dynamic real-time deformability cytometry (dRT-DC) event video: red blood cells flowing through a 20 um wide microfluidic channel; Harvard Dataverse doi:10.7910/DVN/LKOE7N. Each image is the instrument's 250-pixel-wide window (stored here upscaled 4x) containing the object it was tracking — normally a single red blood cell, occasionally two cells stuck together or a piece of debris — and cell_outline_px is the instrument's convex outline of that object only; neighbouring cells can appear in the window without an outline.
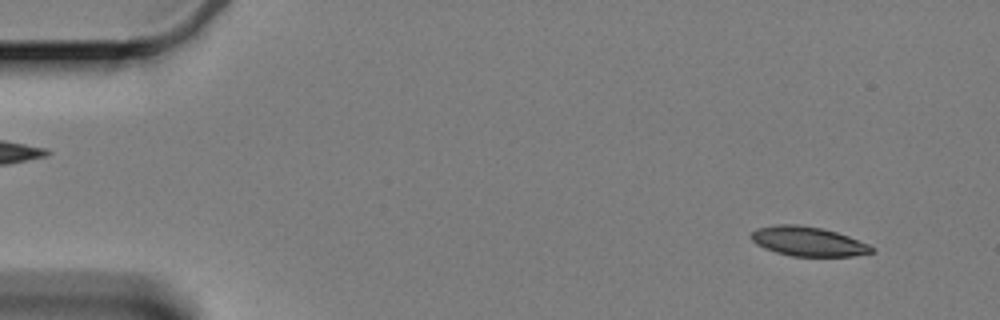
{"species": "Egyptian fruit bat (a non-hibernating species)", "species_latin": "Rousettus aegyptiacus", "temperature_condition": "cold", "stored_images_in_passage": 59, "camera_frame_rate_fps": 3000, "um_per_image_px": 0.085, "animal": {"sex": "female"}, "frame": {"image": 1, "passage_image": 4, "time_ms": 1.0, "image_size_px": [1000, 320], "cell_outline_px": [[876, 252], [852, 256], [792, 256], [776, 252], [764, 248], [756, 244], [748, 236], [756, 228], [776, 224], [796, 224], [820, 228], [836, 232], [848, 236], [868, 244], [876, 248]], "centroid_in_image_um": [68.67, 20.52], "position_along_channel_um": 16.3, "area_um2": 20.75}}
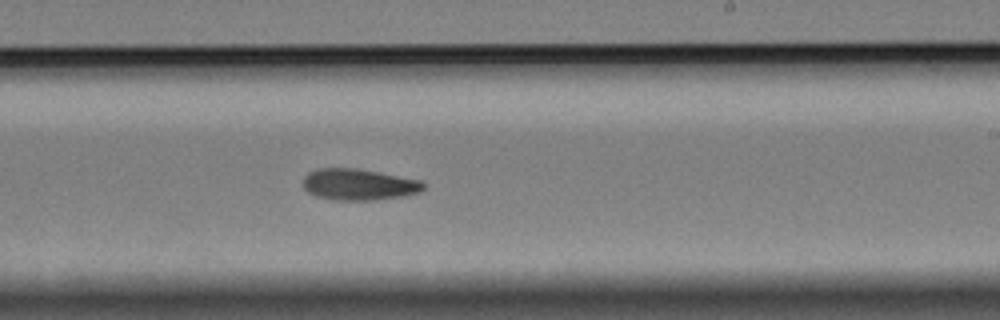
{"frame": {"image": 2, "passage_image": 35, "time_ms": 11.333, "image_size_px": [1000, 320], "cell_outline_px": [[424, 188], [420, 192], [404, 196], [376, 200], [336, 200], [316, 196], [308, 192], [304, 188], [304, 176], [308, 172], [316, 168], [356, 168], [420, 180], [424, 184]], "centroid_in_image_um": [30.48, 15.68], "position_along_channel_um": 258.5, "area_um2": 21.96}}
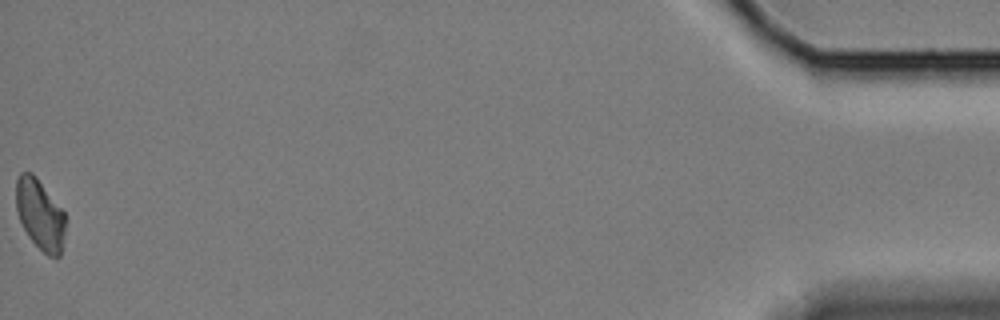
{"frame": {"image": 3, "passage_image": 59, "time_ms": 19.333, "image_size_px": [1000, 320], "cell_outline_px": [[64, 236], [60, 256], [48, 256], [28, 236], [20, 220], [16, 208], [16, 180], [20, 172], [32, 172], [36, 176], [64, 212]], "centroid_in_image_um": [3.38, 18.2], "position_along_channel_um": 431.8, "area_um2": 19.94}, "authors_computed_cell_mechanics": {"area_um2": 21.386, "velocity_mm_per_s": 3.3331, "shape_relaxation_time_tau1_ms": 10.8686, "shape_relaxation_time_tau2_ms": null, "deformation_change_tau1": 0.1661, "deformation_change_tau2": null}}